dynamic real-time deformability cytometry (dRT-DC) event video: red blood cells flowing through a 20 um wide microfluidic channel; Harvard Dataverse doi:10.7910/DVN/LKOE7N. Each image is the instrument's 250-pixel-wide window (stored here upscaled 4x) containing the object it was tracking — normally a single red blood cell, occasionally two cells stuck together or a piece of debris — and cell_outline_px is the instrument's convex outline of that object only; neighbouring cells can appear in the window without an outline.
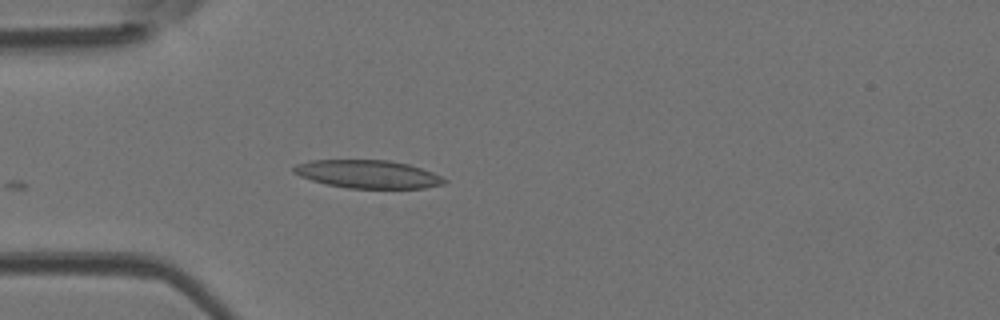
{"species": "Egyptian fruit bat (a non-hibernating species)", "species_latin": "Rousettus aegyptiacus", "temperature_condition": "room temperature", "stored_images_in_passage": 11, "camera_frame_rate_fps": 3000, "um_per_image_px": 0.085, "animal": {"sex": "female"}, "frame": {"image": 1, "passage_image": 1, "time_ms": 0.0, "image_size_px": [1000, 320], "cell_outline_px": [[448, 180], [444, 184], [424, 188], [344, 188], [324, 184], [300, 176], [292, 172], [292, 168], [296, 164], [308, 160], [388, 160], [408, 164], [432, 172]], "centroid_in_image_um": [31.23, 14.8], "position_along_channel_um": 53.8, "area_um2": 24.74}}
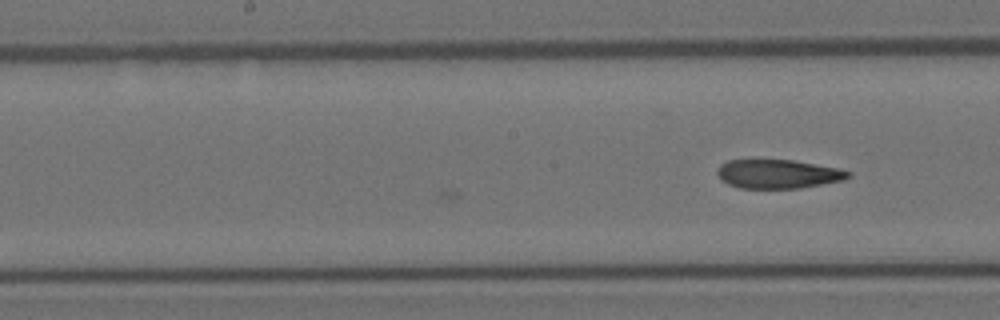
{"frame": {"image": 2, "passage_image": 11, "time_ms": 3.333, "image_size_px": [1000, 320], "cell_outline_px": [[852, 176], [844, 180], [800, 188], [740, 188], [728, 184], [720, 180], [716, 172], [720, 164], [728, 160], [792, 160], [840, 168], [852, 172]], "centroid_in_image_um": [66.15, 14.79], "position_along_channel_um": 182.1, "area_um2": 22.2}}